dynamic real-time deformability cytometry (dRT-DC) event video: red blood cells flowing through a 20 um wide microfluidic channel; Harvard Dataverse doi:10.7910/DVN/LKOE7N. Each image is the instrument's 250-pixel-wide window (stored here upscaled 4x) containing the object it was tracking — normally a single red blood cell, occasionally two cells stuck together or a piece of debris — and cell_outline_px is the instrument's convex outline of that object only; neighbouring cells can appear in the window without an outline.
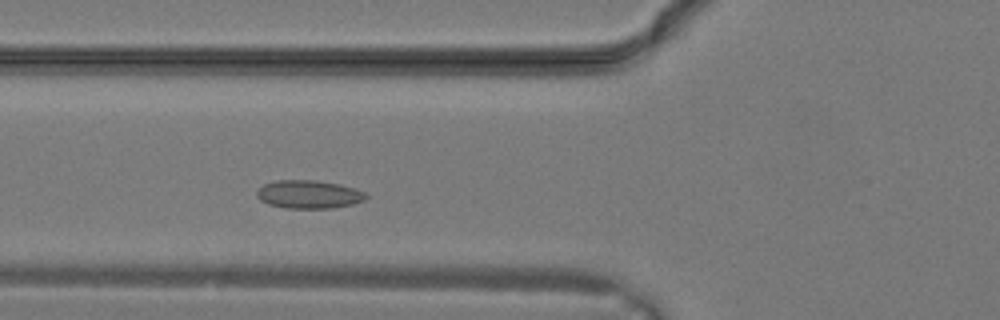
{"species": "common noctule bat (a hibernating species)", "species_latin": "Nyctalus noctula", "temperature_condition": "warm", "stored_images_in_passage": 5, "camera_frame_rate_fps": 3000, "um_per_image_px": 0.085, "animal": {"sex": "male", "body_mass_g": 19.2, "forearm_length_mm": 51.8}, "frame": {"image": 1, "passage_image": 5, "time_ms": 1.333, "image_size_px": [1000, 320], "cell_outline_px": [[368, 196], [364, 200], [352, 204], [332, 208], [284, 208], [268, 204], [260, 200], [256, 196], [256, 192], [264, 184], [276, 180], [316, 180], [340, 184], [356, 188], [364, 192]], "centroid_in_image_um": [26.24, 16.52], "position_along_channel_um": 99.6, "area_um2": 18.03}}